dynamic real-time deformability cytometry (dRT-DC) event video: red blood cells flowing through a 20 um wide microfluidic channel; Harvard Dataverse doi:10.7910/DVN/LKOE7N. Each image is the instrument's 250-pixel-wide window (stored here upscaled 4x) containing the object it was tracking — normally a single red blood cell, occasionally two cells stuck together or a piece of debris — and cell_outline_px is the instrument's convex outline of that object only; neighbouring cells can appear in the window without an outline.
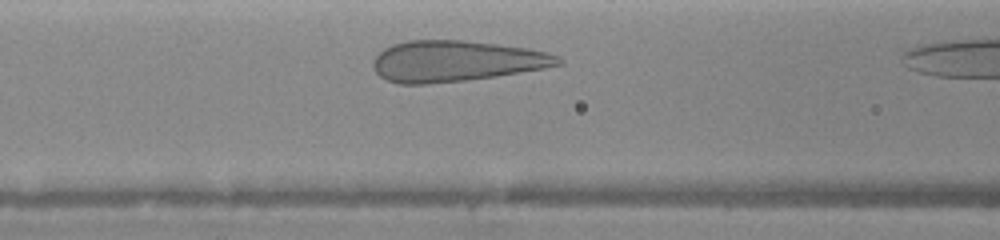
{"species": "human", "species_latin": "Homo sapiens", "temperature_condition": "warm", "stored_images_in_passage": 8, "camera_frame_rate_fps": 3000, "um_per_image_px": 0.085, "donor": {"sex": "female"}, "frame": {"image": 1, "passage_image": 7, "time_ms": 1.333, "image_size_px": [1000, 240], "cell_outline_px": [[564, 64], [544, 68], [496, 76], [468, 80], [428, 84], [400, 84], [388, 80], [380, 76], [376, 72], [372, 64], [376, 56], [384, 48], [392, 44], [408, 40], [464, 40], [528, 48], [560, 56], [564, 60]], "centroid_in_image_um": [38.77, 5.19], "position_along_channel_um": 127.8, "area_um2": 44.22}}